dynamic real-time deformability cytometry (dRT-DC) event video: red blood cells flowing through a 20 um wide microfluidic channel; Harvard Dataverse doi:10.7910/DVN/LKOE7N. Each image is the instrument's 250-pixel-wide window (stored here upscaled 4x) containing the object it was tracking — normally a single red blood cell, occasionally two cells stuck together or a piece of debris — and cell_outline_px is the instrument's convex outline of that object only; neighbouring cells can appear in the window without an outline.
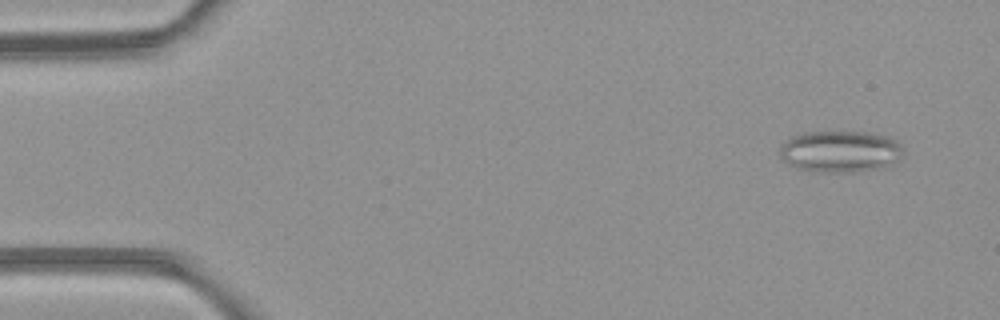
{"species": "common noctule bat (a hibernating species)", "species_latin": "Nyctalus noctula", "temperature_condition": "room temperature", "stored_images_in_passage": 4, "camera_frame_rate_fps": 3000, "um_per_image_px": 0.085, "animal": {"sex": "female", "body_mass_g": 21.9}, "frame": {"image": 1, "passage_image": 1, "time_ms": 0.0, "image_size_px": [1000, 320], "cell_outline_px": [[904, 148], [900, 160], [884, 168], [856, 172], [824, 172], [800, 168], [784, 160], [780, 156], [780, 144], [788, 136], [800, 132], [872, 132], [888, 136], [896, 140]], "centroid_in_image_um": [71.46, 12.85], "position_along_channel_um": 13.5, "area_um2": 30.4}}